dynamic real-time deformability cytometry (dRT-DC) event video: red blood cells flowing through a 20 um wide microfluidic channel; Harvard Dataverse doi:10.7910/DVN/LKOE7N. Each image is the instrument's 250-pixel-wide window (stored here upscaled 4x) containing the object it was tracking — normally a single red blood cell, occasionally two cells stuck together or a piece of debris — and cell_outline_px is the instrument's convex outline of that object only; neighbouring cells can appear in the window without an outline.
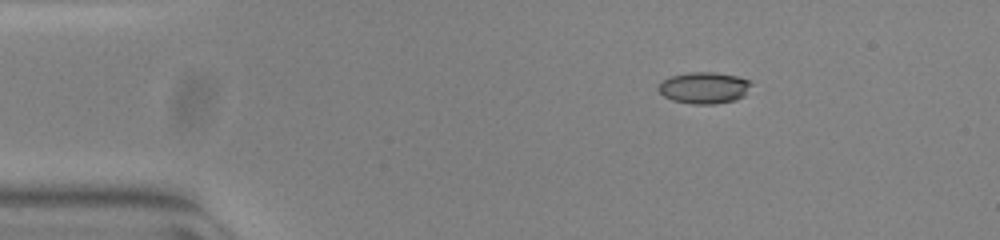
{"species": "common noctule bat (a hibernating species)", "species_latin": "Nyctalus noctula", "temperature_condition": "warm", "stored_images_in_passage": 46, "camera_frame_rate_fps": 3000, "um_per_image_px": 0.085, "animal": {"sex": "female", "body_mass_g": 23.0, "forearm_length_mm": 53.4}, "frame": {"image": 1, "passage_image": 1, "time_ms": 0.0, "image_size_px": [1000, 240], "cell_outline_px": [[752, 84], [744, 96], [736, 100], [716, 104], [692, 104], [672, 100], [664, 96], [656, 88], [664, 80], [672, 76], [692, 72], [712, 72], [736, 76], [748, 80]], "centroid_in_image_um": [59.86, 7.48], "position_along_channel_um": 25.1, "area_um2": 16.94}}
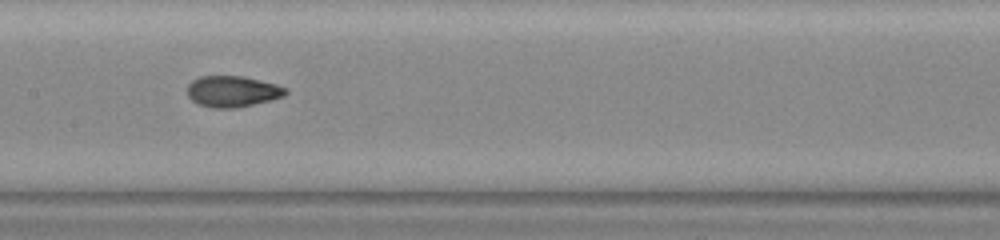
{"frame": {"image": 2, "passage_image": 19, "time_ms": 6.0, "image_size_px": [1000, 240], "cell_outline_px": [[288, 92], [284, 96], [236, 108], [212, 108], [200, 104], [192, 100], [188, 96], [188, 84], [192, 80], [200, 76], [240, 76], [276, 84], [288, 88]], "centroid_in_image_um": [19.75, 7.76], "position_along_channel_um": 187.6, "area_um2": 17.63}}
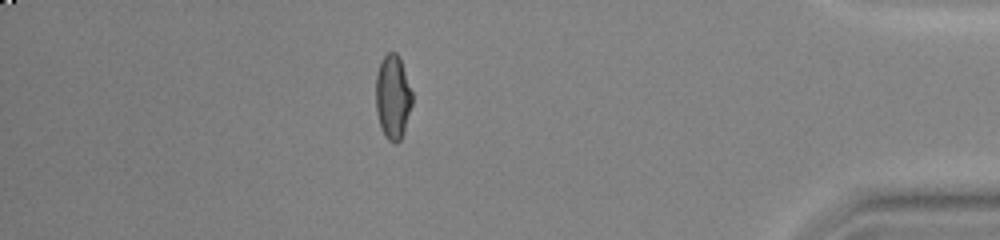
{"frame": {"image": 3, "passage_image": 39, "time_ms": 12.667, "image_size_px": [1000, 240], "cell_outline_px": [[412, 104], [404, 132], [400, 140], [396, 144], [388, 140], [384, 136], [376, 112], [376, 76], [380, 64], [384, 56], [388, 52], [396, 52], [400, 60], [412, 92]], "centroid_in_image_um": [33.38, 8.28], "position_along_channel_um": 401.8, "area_um2": 17.69}, "authors_computed_cell_mechanics": {"area_um2": 17.5423, "velocity_mm_per_s": 3.8737, "shape_relaxation_time_tau1_ms": null, "shape_relaxation_time_tau2_ms": 0.9136, "deformation_change_tau1": null, "deformation_change_tau2": 0.0549}}